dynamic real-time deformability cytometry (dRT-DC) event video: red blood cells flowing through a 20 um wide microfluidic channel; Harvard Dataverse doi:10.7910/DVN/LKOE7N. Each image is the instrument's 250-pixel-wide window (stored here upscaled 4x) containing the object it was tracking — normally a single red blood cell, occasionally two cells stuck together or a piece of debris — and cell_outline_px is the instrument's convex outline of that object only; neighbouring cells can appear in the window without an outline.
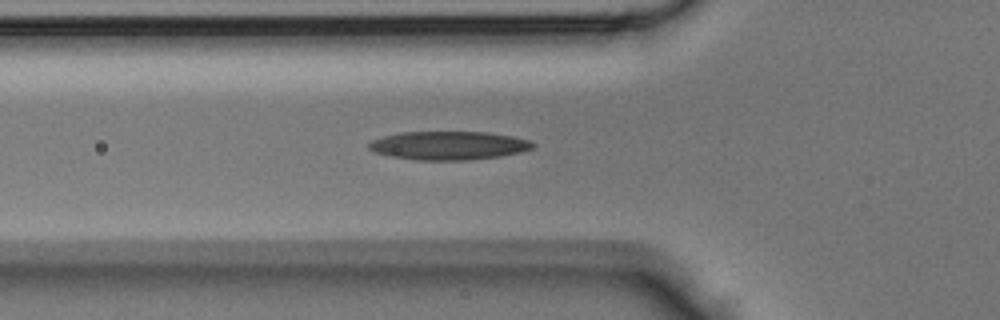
{"species": "Egyptian fruit bat (a non-hibernating species)", "species_latin": "Rousettus aegyptiacus", "temperature_condition": "room temperature", "stored_images_in_passage": 26, "camera_frame_rate_fps": 3000, "um_per_image_px": 0.085, "animal": {"sex": "male"}, "frame": {"image": 1, "passage_image": 2, "time_ms": 0.333, "image_size_px": [1000, 320], "cell_outline_px": [[536, 144], [532, 148], [520, 152], [500, 156], [468, 160], [416, 160], [392, 156], [376, 152], [368, 148], [368, 144], [372, 140], [384, 136], [400, 132], [484, 132], [512, 136], [528, 140]], "centroid_in_image_um": [38.13, 12.37], "position_along_channel_um": 87.7, "area_um2": 27.05}}
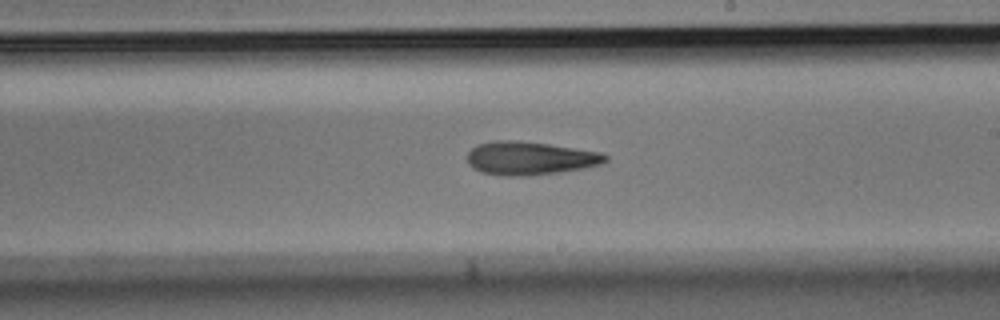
{"frame": {"image": 2, "passage_image": 12, "time_ms": 3.667, "image_size_px": [1000, 320], "cell_outline_px": [[608, 160], [600, 164], [584, 168], [560, 172], [524, 176], [504, 176], [484, 172], [472, 168], [468, 164], [468, 152], [476, 144], [492, 140], [516, 140], [548, 144], [600, 152], [608, 156]], "centroid_in_image_um": [45.02, 13.44], "position_along_channel_um": 244.0, "area_um2": 26.82}}
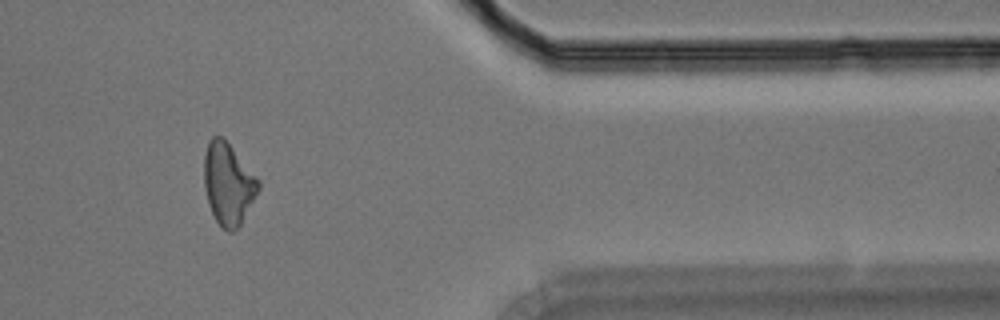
{"frame": {"image": 3, "passage_image": 23, "time_ms": 7.333, "image_size_px": [1000, 320], "cell_outline_px": [[260, 188], [240, 224], [232, 232], [228, 232], [216, 220], [212, 212], [204, 188], [204, 156], [208, 140], [212, 136], [224, 136], [260, 180]], "centroid_in_image_um": [19.4, 15.56], "position_along_channel_um": 392.0, "area_um2": 25.89}}